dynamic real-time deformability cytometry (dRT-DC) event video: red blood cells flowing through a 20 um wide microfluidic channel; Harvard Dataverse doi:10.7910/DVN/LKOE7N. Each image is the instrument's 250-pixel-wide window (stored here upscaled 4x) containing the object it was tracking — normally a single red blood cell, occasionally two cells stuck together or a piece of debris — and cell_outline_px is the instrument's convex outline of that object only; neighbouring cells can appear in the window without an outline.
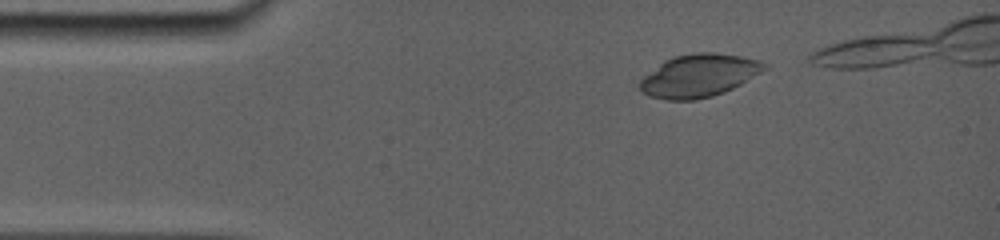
{"species": "common noctule bat (a hibernating species)", "species_latin": "Nyctalus noctula", "temperature_condition": "room temperature", "stored_images_in_passage": 2, "camera_frame_rate_fps": 5000, "um_per_image_px": 0.085, "animal": {"sex": "female", "body_mass_g": 19.0, "forearm_length_mm": 56.7}, "frame": {"image": 1, "passage_image": 1, "time_ms": 0.0, "image_size_px": [1000, 240], "cell_outline_px": [[768, 68], [740, 84], [724, 92], [712, 96], [696, 100], [664, 100], [640, 92], [640, 80], [644, 76], [664, 60], [672, 56], [692, 52], [716, 52], [740, 56], [756, 60], [768, 64]], "centroid_in_image_um": [59.39, 6.42], "position_along_channel_um": 25.6, "area_um2": 31.1}}